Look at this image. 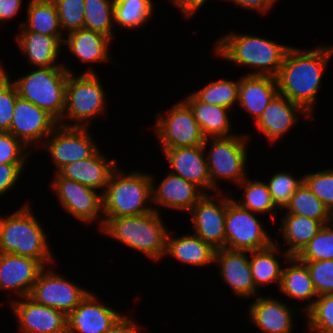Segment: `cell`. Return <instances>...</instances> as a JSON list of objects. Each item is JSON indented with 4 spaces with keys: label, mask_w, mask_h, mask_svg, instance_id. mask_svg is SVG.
Listing matches in <instances>:
<instances>
[{
    "label": "cell",
    "mask_w": 333,
    "mask_h": 333,
    "mask_svg": "<svg viewBox=\"0 0 333 333\" xmlns=\"http://www.w3.org/2000/svg\"><path fill=\"white\" fill-rule=\"evenodd\" d=\"M279 240L267 248L249 252V264L251 268L252 278L256 288H265L275 284L279 289L282 270L285 264L279 259L282 257L284 261L290 258V255L280 249ZM281 255V257H279Z\"/></svg>",
    "instance_id": "30"
},
{
    "label": "cell",
    "mask_w": 333,
    "mask_h": 333,
    "mask_svg": "<svg viewBox=\"0 0 333 333\" xmlns=\"http://www.w3.org/2000/svg\"><path fill=\"white\" fill-rule=\"evenodd\" d=\"M184 101L189 105L205 138L230 137L238 134L232 131V110L218 105L203 103L192 93L185 95ZM230 112V113H229Z\"/></svg>",
    "instance_id": "31"
},
{
    "label": "cell",
    "mask_w": 333,
    "mask_h": 333,
    "mask_svg": "<svg viewBox=\"0 0 333 333\" xmlns=\"http://www.w3.org/2000/svg\"><path fill=\"white\" fill-rule=\"evenodd\" d=\"M167 172L158 184L150 173L153 209L162 213V207L187 214L206 193L196 184Z\"/></svg>",
    "instance_id": "19"
},
{
    "label": "cell",
    "mask_w": 333,
    "mask_h": 333,
    "mask_svg": "<svg viewBox=\"0 0 333 333\" xmlns=\"http://www.w3.org/2000/svg\"><path fill=\"white\" fill-rule=\"evenodd\" d=\"M113 41L107 36L93 32L87 29H77L67 33L64 36L62 49L76 57L80 63L92 64L87 65L86 69L79 73H97L94 64L110 63L114 61L110 55V47ZM112 44V45H111Z\"/></svg>",
    "instance_id": "23"
},
{
    "label": "cell",
    "mask_w": 333,
    "mask_h": 333,
    "mask_svg": "<svg viewBox=\"0 0 333 333\" xmlns=\"http://www.w3.org/2000/svg\"><path fill=\"white\" fill-rule=\"evenodd\" d=\"M14 39L19 52L31 67H65L69 73H77L68 64L65 65V62H60L63 44L56 37L30 31H17Z\"/></svg>",
    "instance_id": "25"
},
{
    "label": "cell",
    "mask_w": 333,
    "mask_h": 333,
    "mask_svg": "<svg viewBox=\"0 0 333 333\" xmlns=\"http://www.w3.org/2000/svg\"><path fill=\"white\" fill-rule=\"evenodd\" d=\"M229 3L237 4V7L244 8L245 10H254V12H259V14H267L270 9L275 7V3L278 0H223Z\"/></svg>",
    "instance_id": "51"
},
{
    "label": "cell",
    "mask_w": 333,
    "mask_h": 333,
    "mask_svg": "<svg viewBox=\"0 0 333 333\" xmlns=\"http://www.w3.org/2000/svg\"><path fill=\"white\" fill-rule=\"evenodd\" d=\"M332 56L333 43L313 49L291 45L275 77L278 93L302 106L313 117L324 73Z\"/></svg>",
    "instance_id": "1"
},
{
    "label": "cell",
    "mask_w": 333,
    "mask_h": 333,
    "mask_svg": "<svg viewBox=\"0 0 333 333\" xmlns=\"http://www.w3.org/2000/svg\"><path fill=\"white\" fill-rule=\"evenodd\" d=\"M20 333H67V315L28 296L8 303Z\"/></svg>",
    "instance_id": "17"
},
{
    "label": "cell",
    "mask_w": 333,
    "mask_h": 333,
    "mask_svg": "<svg viewBox=\"0 0 333 333\" xmlns=\"http://www.w3.org/2000/svg\"><path fill=\"white\" fill-rule=\"evenodd\" d=\"M5 216H6V215H1V214H0V232H1V230H2V226H3V223H4Z\"/></svg>",
    "instance_id": "52"
},
{
    "label": "cell",
    "mask_w": 333,
    "mask_h": 333,
    "mask_svg": "<svg viewBox=\"0 0 333 333\" xmlns=\"http://www.w3.org/2000/svg\"><path fill=\"white\" fill-rule=\"evenodd\" d=\"M247 306V317L263 333H294L296 313L301 309L267 294L256 296ZM298 308V309H297Z\"/></svg>",
    "instance_id": "18"
},
{
    "label": "cell",
    "mask_w": 333,
    "mask_h": 333,
    "mask_svg": "<svg viewBox=\"0 0 333 333\" xmlns=\"http://www.w3.org/2000/svg\"><path fill=\"white\" fill-rule=\"evenodd\" d=\"M296 258L300 261L333 259V223L323 225Z\"/></svg>",
    "instance_id": "41"
},
{
    "label": "cell",
    "mask_w": 333,
    "mask_h": 333,
    "mask_svg": "<svg viewBox=\"0 0 333 333\" xmlns=\"http://www.w3.org/2000/svg\"><path fill=\"white\" fill-rule=\"evenodd\" d=\"M153 136L161 149L203 145L205 137L189 105L182 99L172 104L166 112H157Z\"/></svg>",
    "instance_id": "9"
},
{
    "label": "cell",
    "mask_w": 333,
    "mask_h": 333,
    "mask_svg": "<svg viewBox=\"0 0 333 333\" xmlns=\"http://www.w3.org/2000/svg\"><path fill=\"white\" fill-rule=\"evenodd\" d=\"M26 20L20 22L17 31H30L56 37L62 44V32L58 12L53 0H28Z\"/></svg>",
    "instance_id": "33"
},
{
    "label": "cell",
    "mask_w": 333,
    "mask_h": 333,
    "mask_svg": "<svg viewBox=\"0 0 333 333\" xmlns=\"http://www.w3.org/2000/svg\"><path fill=\"white\" fill-rule=\"evenodd\" d=\"M28 201L5 216L0 232V252L38 260L44 267L55 264L48 234Z\"/></svg>",
    "instance_id": "4"
},
{
    "label": "cell",
    "mask_w": 333,
    "mask_h": 333,
    "mask_svg": "<svg viewBox=\"0 0 333 333\" xmlns=\"http://www.w3.org/2000/svg\"><path fill=\"white\" fill-rule=\"evenodd\" d=\"M97 73H69L66 81L65 111L58 122L66 127H92L105 115L107 93Z\"/></svg>",
    "instance_id": "7"
},
{
    "label": "cell",
    "mask_w": 333,
    "mask_h": 333,
    "mask_svg": "<svg viewBox=\"0 0 333 333\" xmlns=\"http://www.w3.org/2000/svg\"><path fill=\"white\" fill-rule=\"evenodd\" d=\"M169 167V172L200 187L211 194V179L203 145L184 148L161 149Z\"/></svg>",
    "instance_id": "24"
},
{
    "label": "cell",
    "mask_w": 333,
    "mask_h": 333,
    "mask_svg": "<svg viewBox=\"0 0 333 333\" xmlns=\"http://www.w3.org/2000/svg\"><path fill=\"white\" fill-rule=\"evenodd\" d=\"M278 94L277 81L272 76L242 75L239 78L238 104L254 123Z\"/></svg>",
    "instance_id": "27"
},
{
    "label": "cell",
    "mask_w": 333,
    "mask_h": 333,
    "mask_svg": "<svg viewBox=\"0 0 333 333\" xmlns=\"http://www.w3.org/2000/svg\"><path fill=\"white\" fill-rule=\"evenodd\" d=\"M290 46L255 33L229 31L214 42L212 53L234 67H247L244 75L276 77Z\"/></svg>",
    "instance_id": "2"
},
{
    "label": "cell",
    "mask_w": 333,
    "mask_h": 333,
    "mask_svg": "<svg viewBox=\"0 0 333 333\" xmlns=\"http://www.w3.org/2000/svg\"><path fill=\"white\" fill-rule=\"evenodd\" d=\"M309 333H333V294L317 297L304 314Z\"/></svg>",
    "instance_id": "39"
},
{
    "label": "cell",
    "mask_w": 333,
    "mask_h": 333,
    "mask_svg": "<svg viewBox=\"0 0 333 333\" xmlns=\"http://www.w3.org/2000/svg\"><path fill=\"white\" fill-rule=\"evenodd\" d=\"M215 267L224 284L234 296L250 299L260 294L256 288L249 264V252L219 248L215 251Z\"/></svg>",
    "instance_id": "20"
},
{
    "label": "cell",
    "mask_w": 333,
    "mask_h": 333,
    "mask_svg": "<svg viewBox=\"0 0 333 333\" xmlns=\"http://www.w3.org/2000/svg\"><path fill=\"white\" fill-rule=\"evenodd\" d=\"M24 4L23 0H0V28L18 17Z\"/></svg>",
    "instance_id": "48"
},
{
    "label": "cell",
    "mask_w": 333,
    "mask_h": 333,
    "mask_svg": "<svg viewBox=\"0 0 333 333\" xmlns=\"http://www.w3.org/2000/svg\"><path fill=\"white\" fill-rule=\"evenodd\" d=\"M34 153L10 132H0V165L5 163H28Z\"/></svg>",
    "instance_id": "44"
},
{
    "label": "cell",
    "mask_w": 333,
    "mask_h": 333,
    "mask_svg": "<svg viewBox=\"0 0 333 333\" xmlns=\"http://www.w3.org/2000/svg\"><path fill=\"white\" fill-rule=\"evenodd\" d=\"M250 210L241 207L232 198L226 206L225 248L234 251H255L269 247L274 237L268 227ZM260 219V220H259ZM268 230V231H267Z\"/></svg>",
    "instance_id": "10"
},
{
    "label": "cell",
    "mask_w": 333,
    "mask_h": 333,
    "mask_svg": "<svg viewBox=\"0 0 333 333\" xmlns=\"http://www.w3.org/2000/svg\"><path fill=\"white\" fill-rule=\"evenodd\" d=\"M90 130V127L58 125L46 138L39 148L48 154L55 173L66 164L88 159L100 149Z\"/></svg>",
    "instance_id": "13"
},
{
    "label": "cell",
    "mask_w": 333,
    "mask_h": 333,
    "mask_svg": "<svg viewBox=\"0 0 333 333\" xmlns=\"http://www.w3.org/2000/svg\"><path fill=\"white\" fill-rule=\"evenodd\" d=\"M123 314L90 290L67 316V333H105Z\"/></svg>",
    "instance_id": "21"
},
{
    "label": "cell",
    "mask_w": 333,
    "mask_h": 333,
    "mask_svg": "<svg viewBox=\"0 0 333 333\" xmlns=\"http://www.w3.org/2000/svg\"><path fill=\"white\" fill-rule=\"evenodd\" d=\"M83 28L116 39L114 25V0H84Z\"/></svg>",
    "instance_id": "37"
},
{
    "label": "cell",
    "mask_w": 333,
    "mask_h": 333,
    "mask_svg": "<svg viewBox=\"0 0 333 333\" xmlns=\"http://www.w3.org/2000/svg\"><path fill=\"white\" fill-rule=\"evenodd\" d=\"M225 192L205 194L188 212L191 231L215 249L225 248L226 206L232 196Z\"/></svg>",
    "instance_id": "14"
},
{
    "label": "cell",
    "mask_w": 333,
    "mask_h": 333,
    "mask_svg": "<svg viewBox=\"0 0 333 333\" xmlns=\"http://www.w3.org/2000/svg\"><path fill=\"white\" fill-rule=\"evenodd\" d=\"M150 173L125 172L118 165L102 194L104 224L111 217L137 216L153 211Z\"/></svg>",
    "instance_id": "5"
},
{
    "label": "cell",
    "mask_w": 333,
    "mask_h": 333,
    "mask_svg": "<svg viewBox=\"0 0 333 333\" xmlns=\"http://www.w3.org/2000/svg\"><path fill=\"white\" fill-rule=\"evenodd\" d=\"M162 213L155 210L137 216L111 217L99 230L103 235L136 250L152 262L164 259L169 231Z\"/></svg>",
    "instance_id": "3"
},
{
    "label": "cell",
    "mask_w": 333,
    "mask_h": 333,
    "mask_svg": "<svg viewBox=\"0 0 333 333\" xmlns=\"http://www.w3.org/2000/svg\"><path fill=\"white\" fill-rule=\"evenodd\" d=\"M301 262L308 267L317 295L333 294V259Z\"/></svg>",
    "instance_id": "46"
},
{
    "label": "cell",
    "mask_w": 333,
    "mask_h": 333,
    "mask_svg": "<svg viewBox=\"0 0 333 333\" xmlns=\"http://www.w3.org/2000/svg\"><path fill=\"white\" fill-rule=\"evenodd\" d=\"M43 268L38 260L0 252V291L5 295L17 296L12 297L7 303L28 296Z\"/></svg>",
    "instance_id": "22"
},
{
    "label": "cell",
    "mask_w": 333,
    "mask_h": 333,
    "mask_svg": "<svg viewBox=\"0 0 333 333\" xmlns=\"http://www.w3.org/2000/svg\"><path fill=\"white\" fill-rule=\"evenodd\" d=\"M109 158L100 148L88 159L66 164L58 173L103 194L111 173L119 164L117 158Z\"/></svg>",
    "instance_id": "26"
},
{
    "label": "cell",
    "mask_w": 333,
    "mask_h": 333,
    "mask_svg": "<svg viewBox=\"0 0 333 333\" xmlns=\"http://www.w3.org/2000/svg\"><path fill=\"white\" fill-rule=\"evenodd\" d=\"M0 70L15 85L19 97L47 111L60 121L65 111L66 81L69 75L65 67L32 68L15 80L11 78L12 75L7 72L1 60Z\"/></svg>",
    "instance_id": "8"
},
{
    "label": "cell",
    "mask_w": 333,
    "mask_h": 333,
    "mask_svg": "<svg viewBox=\"0 0 333 333\" xmlns=\"http://www.w3.org/2000/svg\"><path fill=\"white\" fill-rule=\"evenodd\" d=\"M191 93L203 103L233 110L234 106L238 104L239 78L238 80L219 78Z\"/></svg>",
    "instance_id": "38"
},
{
    "label": "cell",
    "mask_w": 333,
    "mask_h": 333,
    "mask_svg": "<svg viewBox=\"0 0 333 333\" xmlns=\"http://www.w3.org/2000/svg\"><path fill=\"white\" fill-rule=\"evenodd\" d=\"M58 125V121L47 111L19 96L16 98L9 132L33 152Z\"/></svg>",
    "instance_id": "15"
},
{
    "label": "cell",
    "mask_w": 333,
    "mask_h": 333,
    "mask_svg": "<svg viewBox=\"0 0 333 333\" xmlns=\"http://www.w3.org/2000/svg\"><path fill=\"white\" fill-rule=\"evenodd\" d=\"M56 5L62 32L67 33L83 28L85 15L84 0H53Z\"/></svg>",
    "instance_id": "43"
},
{
    "label": "cell",
    "mask_w": 333,
    "mask_h": 333,
    "mask_svg": "<svg viewBox=\"0 0 333 333\" xmlns=\"http://www.w3.org/2000/svg\"><path fill=\"white\" fill-rule=\"evenodd\" d=\"M17 89L12 81L0 70V132H9Z\"/></svg>",
    "instance_id": "45"
},
{
    "label": "cell",
    "mask_w": 333,
    "mask_h": 333,
    "mask_svg": "<svg viewBox=\"0 0 333 333\" xmlns=\"http://www.w3.org/2000/svg\"><path fill=\"white\" fill-rule=\"evenodd\" d=\"M279 223L278 237L290 257H296L323 226L318 220L297 214H282Z\"/></svg>",
    "instance_id": "32"
},
{
    "label": "cell",
    "mask_w": 333,
    "mask_h": 333,
    "mask_svg": "<svg viewBox=\"0 0 333 333\" xmlns=\"http://www.w3.org/2000/svg\"><path fill=\"white\" fill-rule=\"evenodd\" d=\"M303 183V175L298 177L288 171H278L273 173L266 184L271 194L272 201L276 208L281 212L288 204L295 191Z\"/></svg>",
    "instance_id": "40"
},
{
    "label": "cell",
    "mask_w": 333,
    "mask_h": 333,
    "mask_svg": "<svg viewBox=\"0 0 333 333\" xmlns=\"http://www.w3.org/2000/svg\"><path fill=\"white\" fill-rule=\"evenodd\" d=\"M128 314H123L105 333H141V325Z\"/></svg>",
    "instance_id": "50"
},
{
    "label": "cell",
    "mask_w": 333,
    "mask_h": 333,
    "mask_svg": "<svg viewBox=\"0 0 333 333\" xmlns=\"http://www.w3.org/2000/svg\"><path fill=\"white\" fill-rule=\"evenodd\" d=\"M54 265L40 271L28 297L68 316L90 290L59 274Z\"/></svg>",
    "instance_id": "12"
},
{
    "label": "cell",
    "mask_w": 333,
    "mask_h": 333,
    "mask_svg": "<svg viewBox=\"0 0 333 333\" xmlns=\"http://www.w3.org/2000/svg\"><path fill=\"white\" fill-rule=\"evenodd\" d=\"M49 183L64 213L70 214L85 225L99 222L98 229L104 225L102 193L76 181L62 177L58 172Z\"/></svg>",
    "instance_id": "11"
},
{
    "label": "cell",
    "mask_w": 333,
    "mask_h": 333,
    "mask_svg": "<svg viewBox=\"0 0 333 333\" xmlns=\"http://www.w3.org/2000/svg\"><path fill=\"white\" fill-rule=\"evenodd\" d=\"M215 251L211 244L204 242L192 232L173 236L172 230L169 229L164 258L170 256L178 263L206 268V266L214 265Z\"/></svg>",
    "instance_id": "28"
},
{
    "label": "cell",
    "mask_w": 333,
    "mask_h": 333,
    "mask_svg": "<svg viewBox=\"0 0 333 333\" xmlns=\"http://www.w3.org/2000/svg\"><path fill=\"white\" fill-rule=\"evenodd\" d=\"M279 292L286 296L285 300H295L304 303L301 313L304 314L313 306L318 295L314 289L308 267L296 257H290L284 262Z\"/></svg>",
    "instance_id": "29"
},
{
    "label": "cell",
    "mask_w": 333,
    "mask_h": 333,
    "mask_svg": "<svg viewBox=\"0 0 333 333\" xmlns=\"http://www.w3.org/2000/svg\"><path fill=\"white\" fill-rule=\"evenodd\" d=\"M154 0H114V25L120 30H137L154 18ZM150 20V21H149Z\"/></svg>",
    "instance_id": "34"
},
{
    "label": "cell",
    "mask_w": 333,
    "mask_h": 333,
    "mask_svg": "<svg viewBox=\"0 0 333 333\" xmlns=\"http://www.w3.org/2000/svg\"><path fill=\"white\" fill-rule=\"evenodd\" d=\"M303 183L325 207L333 213V168H326L303 175Z\"/></svg>",
    "instance_id": "42"
},
{
    "label": "cell",
    "mask_w": 333,
    "mask_h": 333,
    "mask_svg": "<svg viewBox=\"0 0 333 333\" xmlns=\"http://www.w3.org/2000/svg\"><path fill=\"white\" fill-rule=\"evenodd\" d=\"M251 136L241 132L230 137L205 139L203 147L211 179V194L226 192L221 188L223 180L237 186L249 176L248 147Z\"/></svg>",
    "instance_id": "6"
},
{
    "label": "cell",
    "mask_w": 333,
    "mask_h": 333,
    "mask_svg": "<svg viewBox=\"0 0 333 333\" xmlns=\"http://www.w3.org/2000/svg\"><path fill=\"white\" fill-rule=\"evenodd\" d=\"M302 118L305 121L314 120V117L302 106L278 93L254 123V128H257L259 133L264 135L268 144L273 146L280 140L282 141Z\"/></svg>",
    "instance_id": "16"
},
{
    "label": "cell",
    "mask_w": 333,
    "mask_h": 333,
    "mask_svg": "<svg viewBox=\"0 0 333 333\" xmlns=\"http://www.w3.org/2000/svg\"><path fill=\"white\" fill-rule=\"evenodd\" d=\"M282 212L306 216L320 221L323 225L331 223L330 211L304 183L295 191Z\"/></svg>",
    "instance_id": "36"
},
{
    "label": "cell",
    "mask_w": 333,
    "mask_h": 333,
    "mask_svg": "<svg viewBox=\"0 0 333 333\" xmlns=\"http://www.w3.org/2000/svg\"><path fill=\"white\" fill-rule=\"evenodd\" d=\"M27 163H5L0 165V197L14 189L22 178ZM23 173V174H22Z\"/></svg>",
    "instance_id": "47"
},
{
    "label": "cell",
    "mask_w": 333,
    "mask_h": 333,
    "mask_svg": "<svg viewBox=\"0 0 333 333\" xmlns=\"http://www.w3.org/2000/svg\"><path fill=\"white\" fill-rule=\"evenodd\" d=\"M331 222L333 223V213L331 214Z\"/></svg>",
    "instance_id": "53"
},
{
    "label": "cell",
    "mask_w": 333,
    "mask_h": 333,
    "mask_svg": "<svg viewBox=\"0 0 333 333\" xmlns=\"http://www.w3.org/2000/svg\"><path fill=\"white\" fill-rule=\"evenodd\" d=\"M174 7L179 10L182 18L189 19L196 15L197 11L203 8L209 0H168Z\"/></svg>",
    "instance_id": "49"
},
{
    "label": "cell",
    "mask_w": 333,
    "mask_h": 333,
    "mask_svg": "<svg viewBox=\"0 0 333 333\" xmlns=\"http://www.w3.org/2000/svg\"><path fill=\"white\" fill-rule=\"evenodd\" d=\"M236 187L240 188V190L243 189L238 200L233 198L241 207L262 216L270 214L271 219H275L279 211L272 201L268 186L264 180H252L248 176Z\"/></svg>",
    "instance_id": "35"
}]
</instances>
